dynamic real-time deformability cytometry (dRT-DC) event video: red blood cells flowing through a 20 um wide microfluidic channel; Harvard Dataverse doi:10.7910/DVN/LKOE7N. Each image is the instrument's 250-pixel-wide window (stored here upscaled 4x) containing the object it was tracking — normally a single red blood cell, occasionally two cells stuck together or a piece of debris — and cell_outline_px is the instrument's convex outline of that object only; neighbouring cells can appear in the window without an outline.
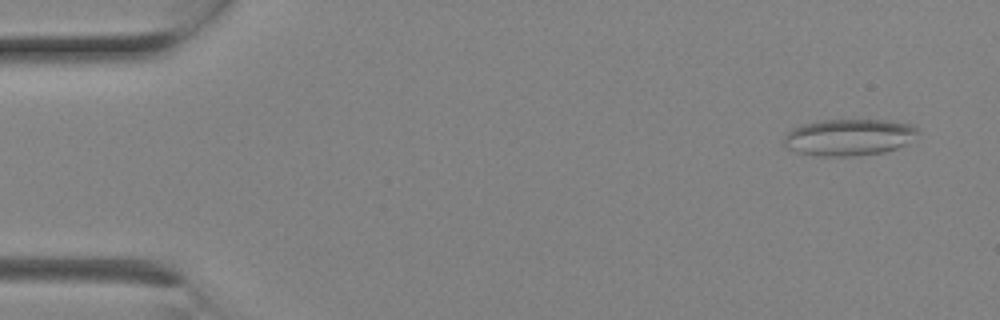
{"species": "Egyptian fruit bat (a non-hibernating species)", "species_latin": "Rousettus aegyptiacus", "temperature_condition": "room temperature", "stored_images_in_passage": 2, "camera_frame_rate_fps": 3000, "um_per_image_px": 0.085, "animal": {"sex": "female"}, "frame": {"image": 1, "passage_image": 2, "time_ms": 0.333, "image_size_px": [1000, 320], "cell_outline_px": [[920, 132], [904, 144], [896, 148], [884, 152], [856, 156], [816, 156], [784, 148], [784, 136], [792, 128], [804, 124], [824, 120], [888, 120], [912, 124], [920, 128]], "centroid_in_image_um": [72.16, 11.66], "position_along_channel_um": 12.8, "area_um2": 28.67}}